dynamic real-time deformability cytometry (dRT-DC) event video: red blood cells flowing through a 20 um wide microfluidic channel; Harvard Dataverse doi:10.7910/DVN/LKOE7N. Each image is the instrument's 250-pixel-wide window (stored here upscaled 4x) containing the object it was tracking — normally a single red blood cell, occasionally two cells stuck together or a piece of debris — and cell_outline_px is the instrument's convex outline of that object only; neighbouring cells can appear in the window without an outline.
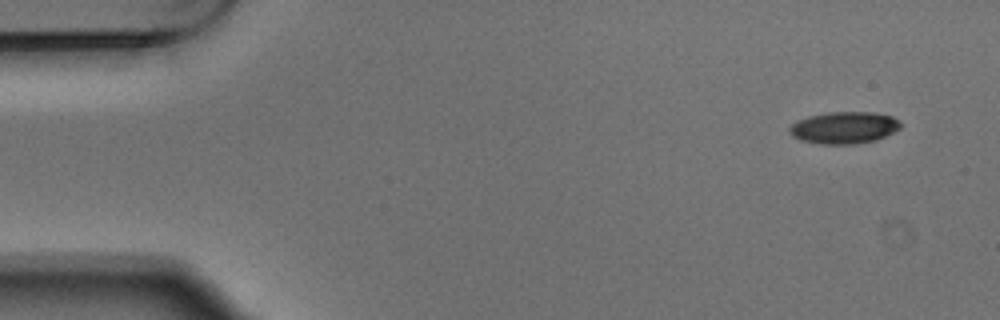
{"species": "Egyptian fruit bat (a non-hibernating species)", "species_latin": "Rousettus aegyptiacus", "temperature_condition": "warm", "stored_images_in_passage": 4, "camera_frame_rate_fps": 3000, "um_per_image_px": 0.085, "animal": {"sex": "male"}, "frame": {"image": 1, "passage_image": 1, "time_ms": 0.0, "image_size_px": [1000, 320], "cell_outline_px": [[900, 128], [876, 140], [856, 144], [820, 144], [800, 140], [792, 136], [788, 128], [792, 124], [808, 116], [828, 112], [872, 112], [892, 116], [900, 120]], "centroid_in_image_um": [71.74, 10.85], "position_along_channel_um": 13.3, "area_um2": 20.63}}
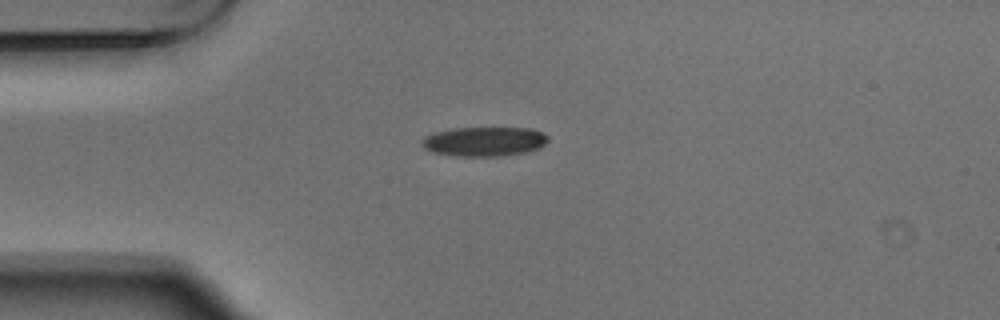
{"frame": {"image": 2, "passage_image": 4, "time_ms": 1.0, "image_size_px": [1000, 320], "cell_outline_px": [[548, 140], [540, 148], [524, 152], [504, 156], [456, 156], [436, 152], [424, 148], [420, 144], [420, 140], [424, 136], [436, 132], [452, 128], [532, 128], [548, 136]], "centroid_in_image_um": [41.15, 12.02], "position_along_channel_um": 43.9, "area_um2": 21.62}}